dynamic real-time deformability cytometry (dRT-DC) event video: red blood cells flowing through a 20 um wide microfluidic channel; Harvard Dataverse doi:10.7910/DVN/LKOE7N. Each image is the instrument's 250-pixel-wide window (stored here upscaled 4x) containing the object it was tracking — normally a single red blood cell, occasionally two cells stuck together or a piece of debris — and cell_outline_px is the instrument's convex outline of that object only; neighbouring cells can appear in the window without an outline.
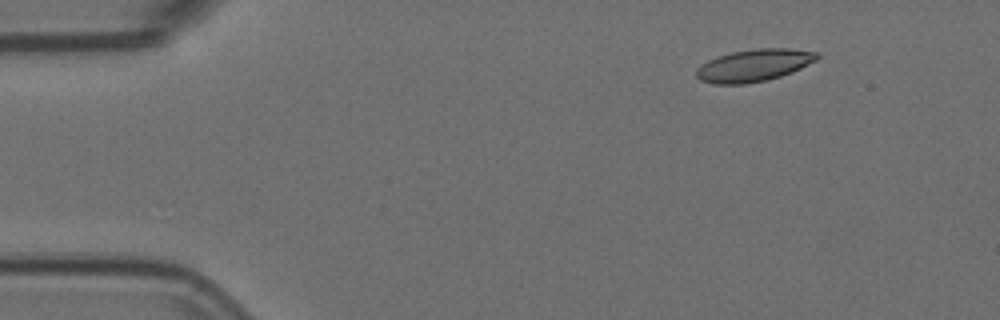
{"species": "Egyptian fruit bat (a non-hibernating species)", "species_latin": "Rousettus aegyptiacus", "temperature_condition": "room temperature", "stored_images_in_passage": 4, "camera_frame_rate_fps": 3000, "um_per_image_px": 0.085, "animal": {"sex": "female"}, "frame": {"image": 1, "passage_image": 1, "time_ms": 0.0, "image_size_px": [1000, 320], "cell_outline_px": [[820, 56], [816, 60], [792, 72], [768, 80], [744, 84], [712, 84], [700, 80], [696, 76], [696, 68], [700, 64], [716, 56], [732, 52], [756, 48], [792, 48], [820, 52]], "centroid_in_image_um": [64.07, 5.55], "position_along_channel_um": 20.9, "area_um2": 22.95}}